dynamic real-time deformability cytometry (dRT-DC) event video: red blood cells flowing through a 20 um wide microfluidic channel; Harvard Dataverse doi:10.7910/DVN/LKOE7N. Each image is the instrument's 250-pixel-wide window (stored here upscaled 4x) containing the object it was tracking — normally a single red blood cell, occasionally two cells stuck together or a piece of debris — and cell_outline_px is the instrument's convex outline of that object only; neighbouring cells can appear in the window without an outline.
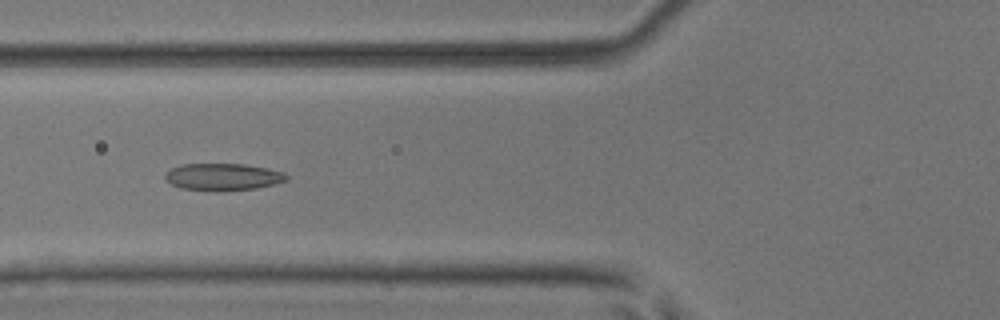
{"species": "common noctule bat (a hibernating species)", "species_latin": "Nyctalus noctula", "temperature_condition": "room temperature", "stored_images_in_passage": 47, "camera_frame_rate_fps": 3000, "um_per_image_px": 0.085, "animal": {"sex": "male", "body_mass_g": 17.9, "forearm_length_mm": 54.2}, "frame": {"image": 1, "passage_image": 16, "time_ms": 5.0, "image_size_px": [1000, 320], "cell_outline_px": [[288, 180], [276, 184], [256, 188], [220, 192], [216, 192], [180, 188], [172, 184], [164, 176], [172, 168], [184, 164], [244, 164], [268, 168], [284, 172], [288, 176]], "centroid_in_image_um": [19.0, 15.05], "position_along_channel_um": 106.8, "area_um2": 19.31}}
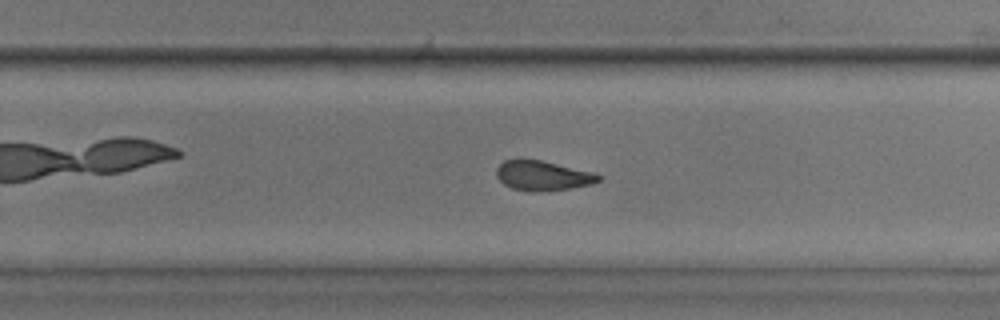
{"frame": {"image": 2, "passage_image": 29, "time_ms": 9.333, "image_size_px": [1000, 320], "cell_outline_px": [[600, 180], [592, 184], [572, 188], [544, 192], [528, 192], [512, 188], [504, 184], [496, 176], [496, 168], [504, 160], [520, 156], [540, 160], [596, 172], [600, 176]], "centroid_in_image_um": [46.1, 14.91], "position_along_channel_um": 283.7, "area_um2": 18.38}}
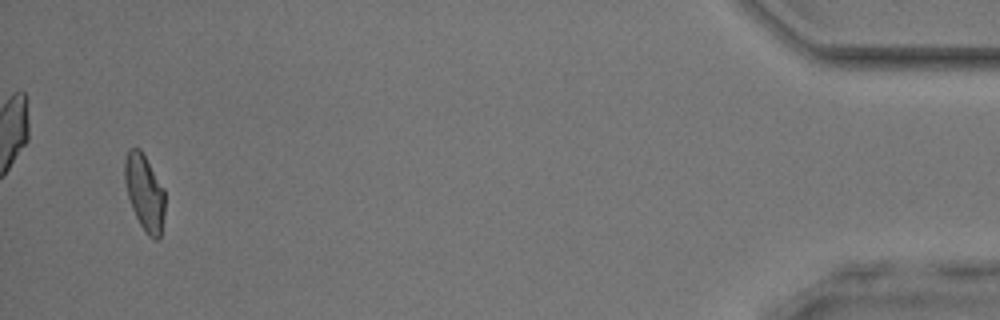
{"frame": {"image": 3, "passage_image": 45, "time_ms": 14.667, "image_size_px": [1000, 320], "cell_outline_px": [[164, 216], [160, 236], [156, 240], [148, 236], [144, 232], [132, 208], [128, 196], [124, 180], [124, 160], [128, 148], [140, 148], [164, 188]], "centroid_in_image_um": [12.28, 16.35], "position_along_channel_um": 422.9, "area_um2": 17.86}, "authors_computed_cell_mechanics": {"area_um2": 18.9584, "velocity_mm_per_s": 4.0915, "shape_relaxation_time_tau1_ms": 5.0616, "shape_relaxation_time_tau2_ms": 1.8513, "deformation_change_tau1": 0.1338, "deformation_change_tau2": 0.0871}}